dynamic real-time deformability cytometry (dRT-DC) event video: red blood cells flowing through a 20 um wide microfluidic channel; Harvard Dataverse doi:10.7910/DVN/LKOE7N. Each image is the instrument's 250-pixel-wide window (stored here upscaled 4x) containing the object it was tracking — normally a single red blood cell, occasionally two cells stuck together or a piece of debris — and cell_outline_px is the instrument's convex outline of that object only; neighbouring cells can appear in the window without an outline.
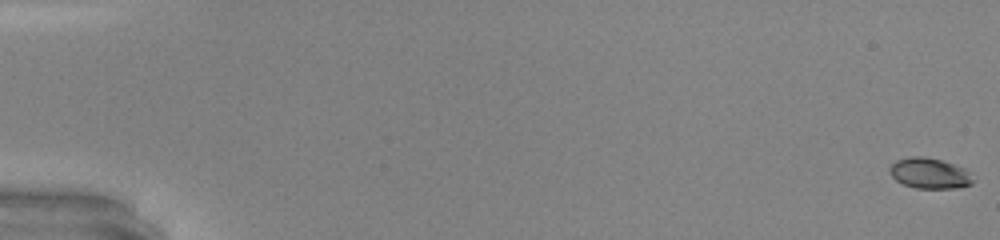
{"species": "common noctule bat (a hibernating species)", "species_latin": "Nyctalus noctula", "temperature_condition": "warm", "stored_images_in_passage": 49, "camera_frame_rate_fps": 3000, "um_per_image_px": 0.085, "animal": {"sex": "male", "body_mass_g": 20.0, "forearm_length_mm": 53.3}, "frame": {"image": 1, "passage_image": 1, "time_ms": 0.0, "image_size_px": [1000, 240], "cell_outline_px": [[972, 184], [956, 188], [916, 188], [904, 184], [896, 180], [892, 176], [888, 168], [896, 160], [908, 156], [924, 156], [940, 160], [964, 168], [968, 172], [972, 180]], "centroid_in_image_um": [78.97, 14.72], "position_along_channel_um": 6.0, "area_um2": 14.68}}
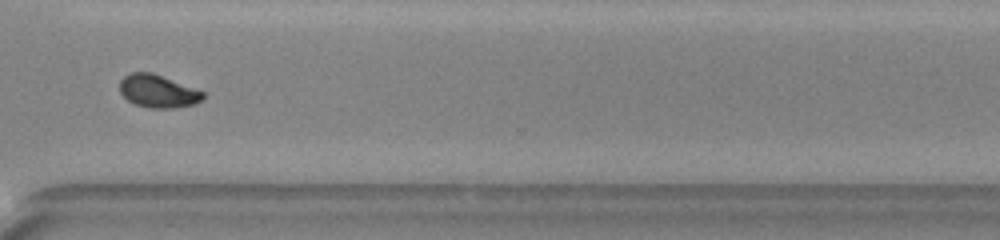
{"frame": {"image": 2, "passage_image": 38, "time_ms": 12.333, "image_size_px": [1000, 240], "cell_outline_px": [[204, 96], [200, 100], [192, 104], [176, 108], [152, 108], [136, 104], [128, 100], [120, 92], [120, 80], [124, 76], [132, 72], [152, 72], [204, 92]], "centroid_in_image_um": [13.4, 7.74], "position_along_channel_um": 357.2, "area_um2": 15.66}}
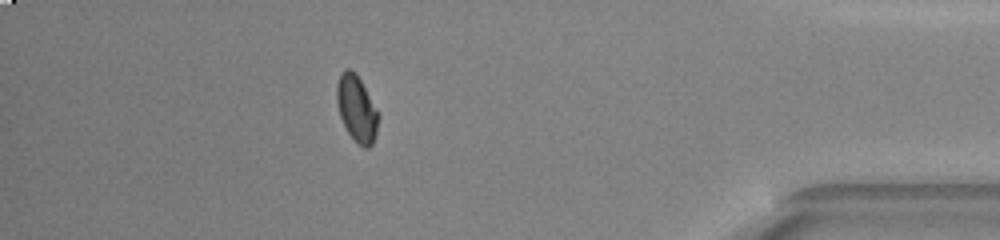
{"frame": {"image": 3, "passage_image": 44, "time_ms": 14.333, "image_size_px": [1000, 240], "cell_outline_px": [[380, 116], [376, 132], [372, 144], [368, 148], [364, 148], [348, 132], [340, 116], [336, 100], [336, 84], [340, 72], [344, 68], [348, 68], [356, 72]], "centroid_in_image_um": [30.3, 9.18], "position_along_channel_um": 404.9, "area_um2": 15.95}, "authors_computed_cell_mechanics": {"area_um2": 15.7216, "velocity_mm_per_s": 4.3621, "shape_relaxation_time_tau1_ms": 8.3979, "shape_relaxation_time_tau2_ms": 0.9418, "deformation_change_tau1": 0.1945, "deformation_change_tau2": 0.0386}}